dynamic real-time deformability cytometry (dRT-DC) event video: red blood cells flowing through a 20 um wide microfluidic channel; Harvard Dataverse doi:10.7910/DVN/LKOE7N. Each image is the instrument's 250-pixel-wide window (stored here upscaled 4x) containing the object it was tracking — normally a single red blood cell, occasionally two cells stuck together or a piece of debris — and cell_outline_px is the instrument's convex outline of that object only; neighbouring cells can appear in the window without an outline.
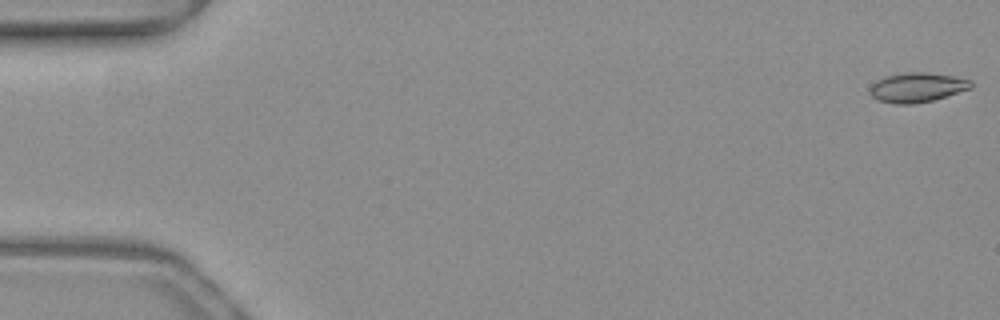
{"species": "common noctule bat (a hibernating species)", "species_latin": "Nyctalus noctula", "temperature_condition": "warm", "stored_images_in_passage": 52, "camera_frame_rate_fps": 3000, "um_per_image_px": 0.085, "animal": {"sex": "female", "body_mass_g": 19.3, "forearm_length_mm": 54.1}, "frame": {"image": 1, "passage_image": 1, "time_ms": 0.0, "image_size_px": [1000, 320], "cell_outline_px": [[972, 88], [932, 100], [912, 104], [896, 104], [880, 100], [872, 96], [868, 92], [868, 88], [876, 80], [884, 76], [908, 72], [924, 72], [952, 76], [972, 80]], "centroid_in_image_um": [77.92, 7.42], "position_along_channel_um": 7.1, "area_um2": 17.34}}
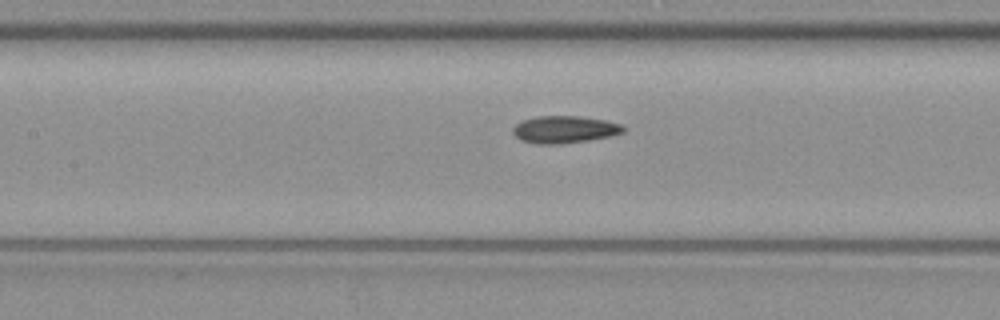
{"frame": {"image": 2, "passage_image": 24, "time_ms": 7.667, "image_size_px": [1000, 320], "cell_outline_px": [[624, 132], [608, 136], [588, 140], [560, 144], [536, 144], [520, 140], [512, 132], [512, 128], [520, 120], [536, 116], [580, 116], [604, 120], [624, 124]], "centroid_in_image_um": [47.94, 11.0], "position_along_channel_um": 159.5, "area_um2": 17.63}}
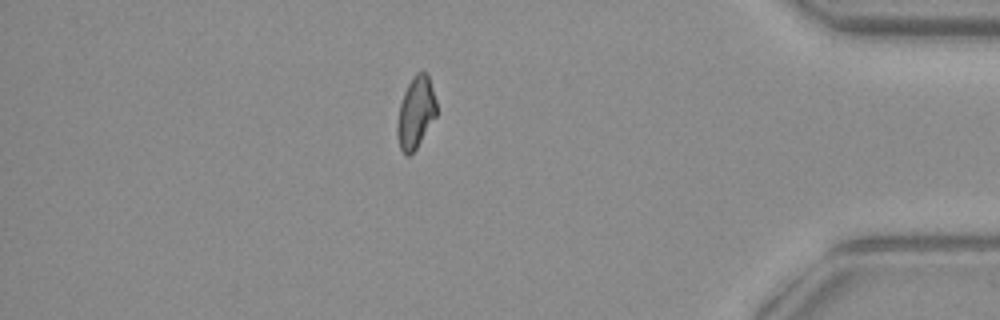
{"frame": {"image": 3, "passage_image": 45, "time_ms": 14.667, "image_size_px": [1000, 320], "cell_outline_px": [[436, 116], [416, 148], [408, 156], [404, 156], [400, 148], [396, 132], [396, 124], [400, 104], [404, 92], [412, 76], [416, 72], [428, 72], [436, 100]], "centroid_in_image_um": [35.33, 9.55], "position_along_channel_um": 399.9, "area_um2": 16.47}, "authors_computed_cell_mechanics": {"area_um2": 17.1666, "velocity_mm_per_s": 3.9993, "shape_relaxation_time_tau1_ms": null, "shape_relaxation_time_tau2_ms": 2.4448, "deformation_change_tau1": null, "deformation_change_tau2": 0.0836}}